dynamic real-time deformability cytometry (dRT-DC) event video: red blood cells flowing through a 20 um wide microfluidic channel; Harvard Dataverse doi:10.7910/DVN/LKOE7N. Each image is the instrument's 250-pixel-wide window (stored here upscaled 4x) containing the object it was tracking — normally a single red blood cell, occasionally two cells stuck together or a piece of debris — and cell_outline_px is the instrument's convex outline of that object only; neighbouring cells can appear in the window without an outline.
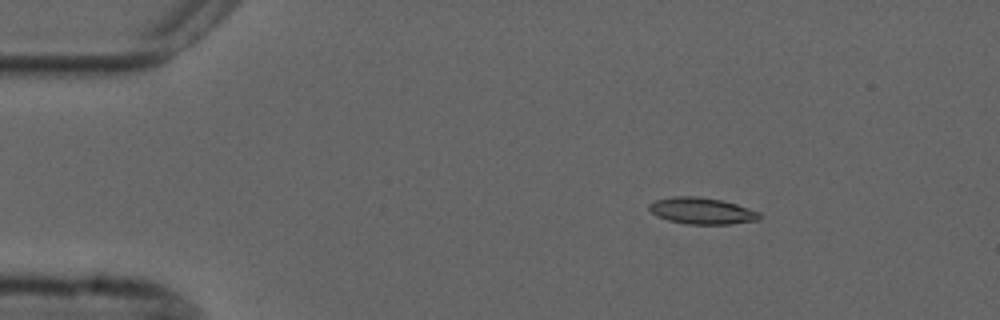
{"species": "common noctule bat (a hibernating species)", "species_latin": "Nyctalus noctula", "temperature_condition": "cold", "stored_images_in_passage": 6, "camera_frame_rate_fps": 3000, "um_per_image_px": 0.085, "animal": {"sex": "male", "forearm_length_mm": 52.5}, "frame": {"image": 1, "passage_image": 3, "time_ms": 2.333, "image_size_px": [1000, 320], "cell_outline_px": [[760, 220], [728, 224], [684, 224], [668, 220], [656, 216], [648, 208], [648, 204], [656, 200], [672, 196], [700, 196], [720, 200], [736, 204], [760, 212]], "centroid_in_image_um": [59.63, 17.92], "position_along_channel_um": 25.4, "area_um2": 17.11}}
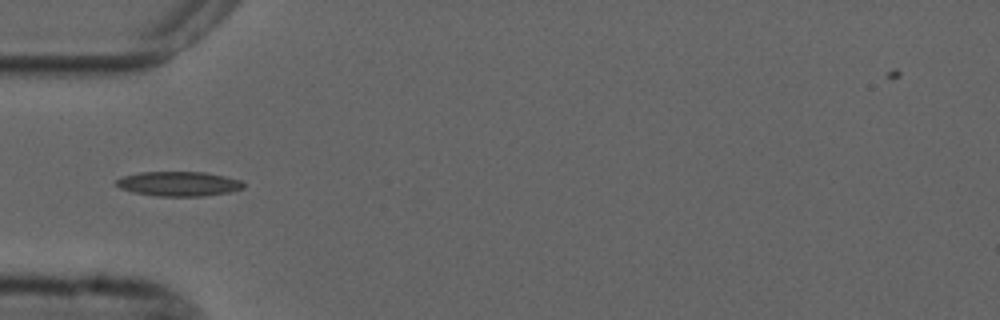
{"frame": {"image": 2, "passage_image": 5, "time_ms": 5.333, "image_size_px": [1000, 320], "cell_outline_px": [[244, 188], [228, 192], [200, 196], [156, 196], [132, 192], [120, 188], [112, 184], [116, 180], [124, 176], [140, 172], [204, 172], [224, 176], [240, 180], [244, 184]], "centroid_in_image_um": [15.14, 15.62], "position_along_channel_um": 69.9, "area_um2": 18.21}}
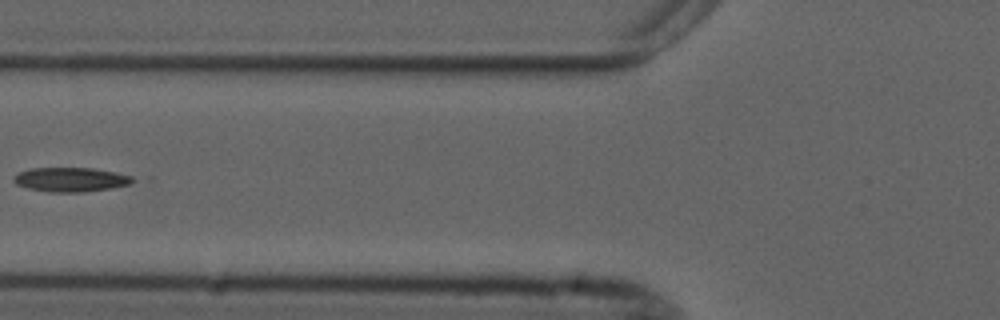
{"frame": {"image": 3, "passage_image": 6, "time_ms": 6.667, "image_size_px": [1000, 320], "cell_outline_px": [[136, 180], [128, 184], [112, 188], [84, 192], [48, 192], [28, 188], [16, 184], [12, 180], [12, 176], [20, 172], [32, 168], [92, 168], [116, 172], [132, 176]], "centroid_in_image_um": [6.0, 15.26], "position_along_channel_um": 119.8, "area_um2": 16.88}}